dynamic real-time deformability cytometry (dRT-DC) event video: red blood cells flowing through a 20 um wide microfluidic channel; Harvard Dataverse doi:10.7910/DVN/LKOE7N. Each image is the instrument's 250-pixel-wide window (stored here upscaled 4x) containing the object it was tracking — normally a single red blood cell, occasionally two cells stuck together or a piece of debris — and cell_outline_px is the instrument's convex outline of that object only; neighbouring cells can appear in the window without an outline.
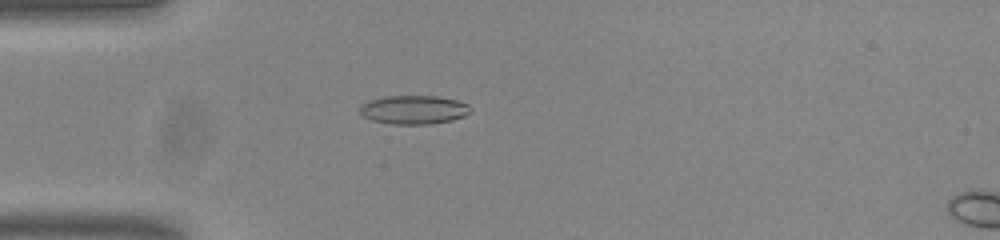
{"species": "common noctule bat (a hibernating species)", "species_latin": "Nyctalus noctula", "temperature_condition": "room temperature", "stored_images_in_passage": 42, "camera_frame_rate_fps": 3000, "um_per_image_px": 0.085, "animal": {"sex": "male", "body_mass_g": 20.0, "forearm_length_mm": 53.3}, "frame": {"image": 1, "passage_image": 4, "time_ms": 1.0, "image_size_px": [1000, 240], "cell_outline_px": [[472, 112], [464, 116], [452, 120], [428, 124], [392, 124], [372, 120], [364, 116], [360, 112], [360, 104], [368, 100], [384, 96], [436, 96], [456, 100], [468, 104]], "centroid_in_image_um": [35.16, 9.32], "position_along_channel_um": 49.8, "area_um2": 18.55}}
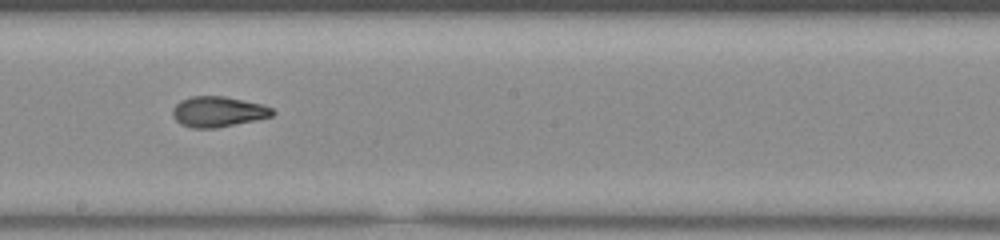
{"frame": {"image": 2, "passage_image": 19, "time_ms": 6.0, "image_size_px": [1000, 240], "cell_outline_px": [[276, 112], [272, 116], [256, 120], [216, 128], [192, 128], [180, 124], [172, 116], [172, 108], [180, 100], [192, 96], [224, 96], [264, 104], [272, 108]], "centroid_in_image_um": [18.53, 9.49], "position_along_channel_um": 229.7, "area_um2": 17.92}}
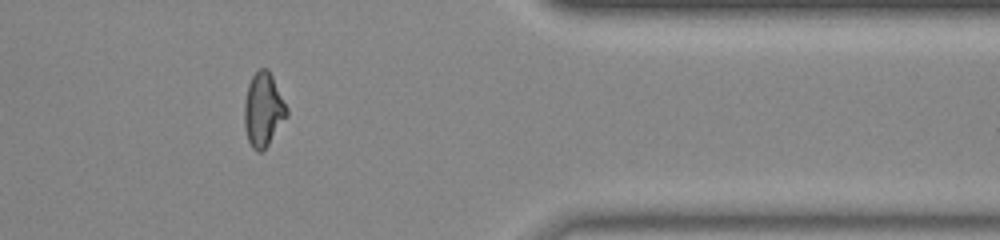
{"frame": {"image": 3, "passage_image": 33, "time_ms": 10.667, "image_size_px": [1000, 240], "cell_outline_px": [[288, 116], [268, 144], [260, 152], [256, 152], [252, 148], [248, 140], [244, 128], [244, 104], [248, 84], [252, 76], [260, 68], [268, 68], [288, 108]], "centroid_in_image_um": [22.37, 9.33], "position_along_channel_um": 389.0, "area_um2": 18.26}, "authors_computed_cell_mechanics": {"area_um2": 17.9758, "velocity_mm_per_s": 3.8435, "shape_relaxation_time_tau1_ms": null, "shape_relaxation_time_tau2_ms": 1.7173, "deformation_change_tau1": null, "deformation_change_tau2": 0.0778}}